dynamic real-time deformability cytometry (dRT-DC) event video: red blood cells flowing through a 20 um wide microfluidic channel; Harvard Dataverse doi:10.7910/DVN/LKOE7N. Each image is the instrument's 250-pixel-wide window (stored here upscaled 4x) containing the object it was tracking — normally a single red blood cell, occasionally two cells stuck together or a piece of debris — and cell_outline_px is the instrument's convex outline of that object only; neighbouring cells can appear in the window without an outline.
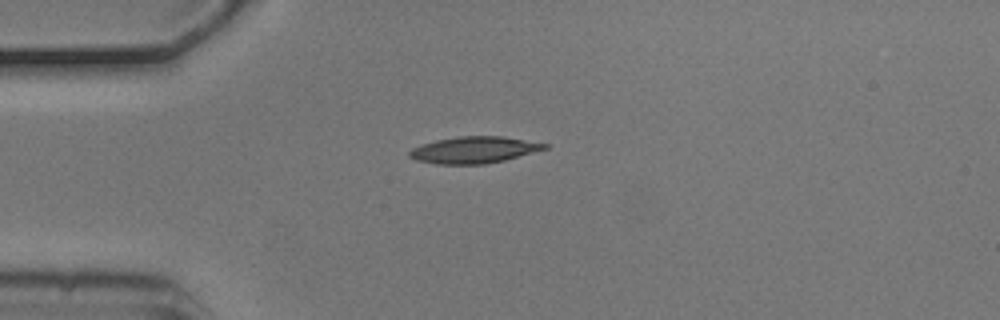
{"species": "common noctule bat (a hibernating species)", "species_latin": "Nyctalus noctula", "temperature_condition": "cold", "stored_images_in_passage": 5, "camera_frame_rate_fps": 3000, "um_per_image_px": 0.085, "animal": {"sex": "male", "body_mass_g": 20.5, "forearm_length_mm": 52.5}, "frame": {"image": 1, "passage_image": 1, "time_ms": 0.0, "image_size_px": [1000, 320], "cell_outline_px": [[548, 148], [504, 160], [484, 164], [436, 164], [416, 160], [408, 156], [408, 152], [412, 148], [436, 140], [460, 136], [504, 136], [548, 144]], "centroid_in_image_um": [40.28, 12.74], "position_along_channel_um": 44.7, "area_um2": 20.81}}
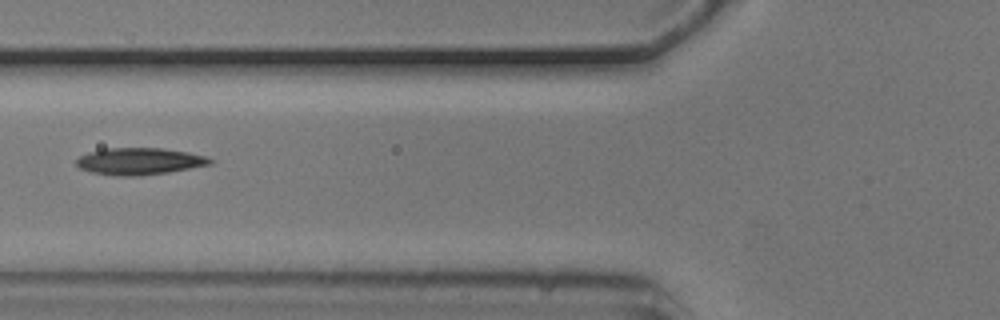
{"frame": {"image": 2, "passage_image": 3, "time_ms": 0.667, "image_size_px": [1000, 320], "cell_outline_px": [[212, 164], [168, 172], [140, 176], [116, 176], [92, 172], [80, 168], [76, 164], [76, 160], [80, 156], [88, 152], [104, 148], [164, 148], [188, 152], [204, 156], [212, 160]], "centroid_in_image_um": [11.83, 13.71], "position_along_channel_um": 114.0, "area_um2": 20.92}}
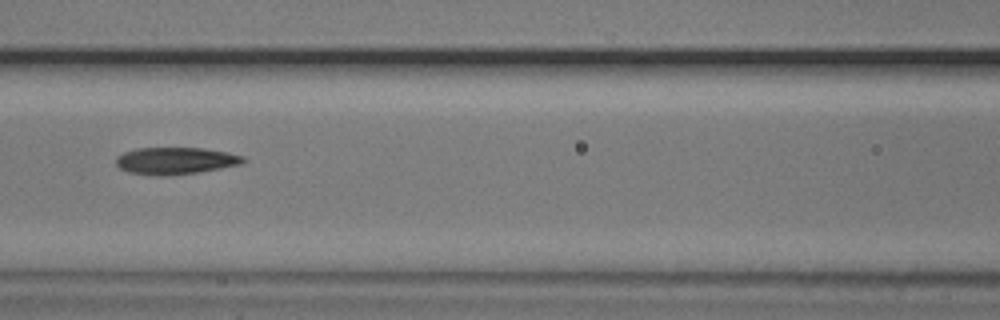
{"frame": {"image": 3, "passage_image": 4, "time_ms": 1.0, "image_size_px": [1000, 320], "cell_outline_px": [[248, 160], [244, 164], [196, 172], [168, 176], [156, 176], [128, 172], [120, 168], [116, 164], [116, 156], [124, 152], [136, 148], [204, 148], [228, 152], [244, 156]], "centroid_in_image_um": [14.94, 13.66], "position_along_channel_um": 151.7, "area_um2": 20.23}}